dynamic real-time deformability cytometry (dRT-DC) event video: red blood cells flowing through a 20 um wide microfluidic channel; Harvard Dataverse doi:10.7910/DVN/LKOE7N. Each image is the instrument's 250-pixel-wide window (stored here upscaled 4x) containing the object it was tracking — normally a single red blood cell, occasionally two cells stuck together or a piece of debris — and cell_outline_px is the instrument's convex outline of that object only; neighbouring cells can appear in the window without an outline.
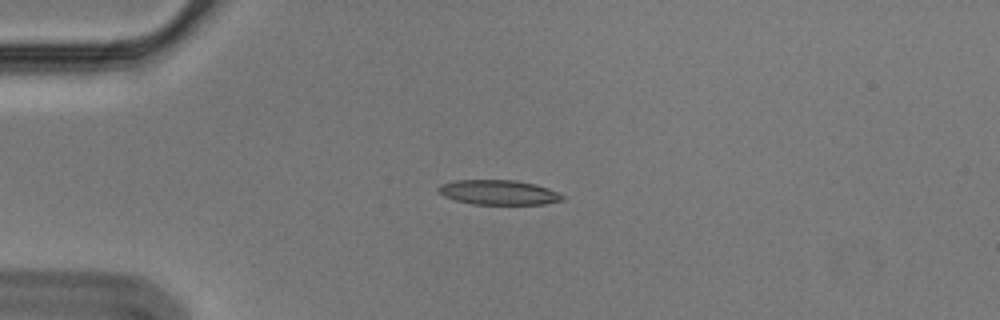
{"species": "Egyptian fruit bat (a non-hibernating species)", "species_latin": "Rousettus aegyptiacus", "temperature_condition": "cold", "stored_images_in_passage": 43, "camera_frame_rate_fps": 3000, "um_per_image_px": 0.085, "animal": {"sex": "male"}, "frame": {"image": 1, "passage_image": 1, "time_ms": 0.0, "image_size_px": [1000, 320], "cell_outline_px": [[564, 200], [544, 204], [472, 204], [456, 200], [444, 196], [436, 188], [440, 184], [456, 180], [516, 180], [536, 184], [548, 188], [564, 196]], "centroid_in_image_um": [42.38, 16.35], "position_along_channel_um": 42.6, "area_um2": 17.86}}
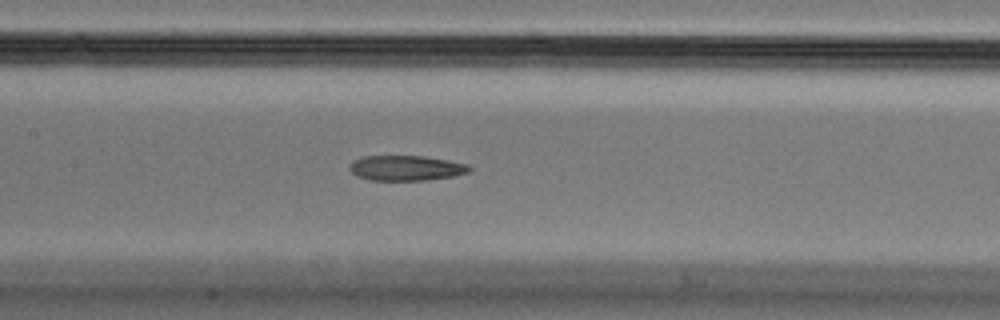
{"frame": {"image": 2, "passage_image": 14, "time_ms": 4.333, "image_size_px": [1000, 320], "cell_outline_px": [[472, 168], [468, 172], [452, 176], [428, 180], [368, 180], [356, 176], [348, 168], [348, 164], [352, 160], [364, 156], [424, 156], [448, 160], [468, 164]], "centroid_in_image_um": [34.47, 14.28], "position_along_channel_um": 172.9, "area_um2": 17.69}}
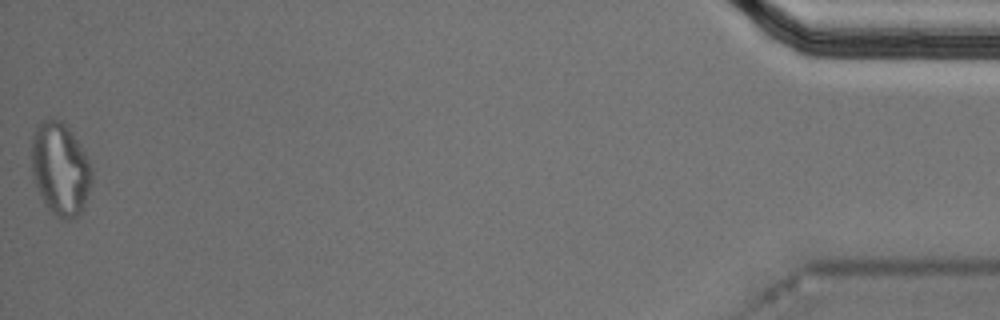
{"frame": {"image": 3, "passage_image": 43, "time_ms": 14.0, "image_size_px": [1000, 320], "cell_outline_px": [[92, 180], [84, 208], [72, 220], [60, 220], [44, 204], [32, 180], [32, 136], [36, 124], [48, 116], [64, 120], [68, 124], [80, 144], [92, 168]], "centroid_in_image_um": [5.11, 14.32], "position_along_channel_um": 430.1, "area_um2": 33.52}, "authors_computed_cell_mechanics": {"area_um2": 19.074, "velocity_mm_per_s": 3.5905, "shape_relaxation_time_tau1_ms": null, "shape_relaxation_time_tau2_ms": 8.4543, "deformation_change_tau1": null, "deformation_change_tau2": 0.2061}}